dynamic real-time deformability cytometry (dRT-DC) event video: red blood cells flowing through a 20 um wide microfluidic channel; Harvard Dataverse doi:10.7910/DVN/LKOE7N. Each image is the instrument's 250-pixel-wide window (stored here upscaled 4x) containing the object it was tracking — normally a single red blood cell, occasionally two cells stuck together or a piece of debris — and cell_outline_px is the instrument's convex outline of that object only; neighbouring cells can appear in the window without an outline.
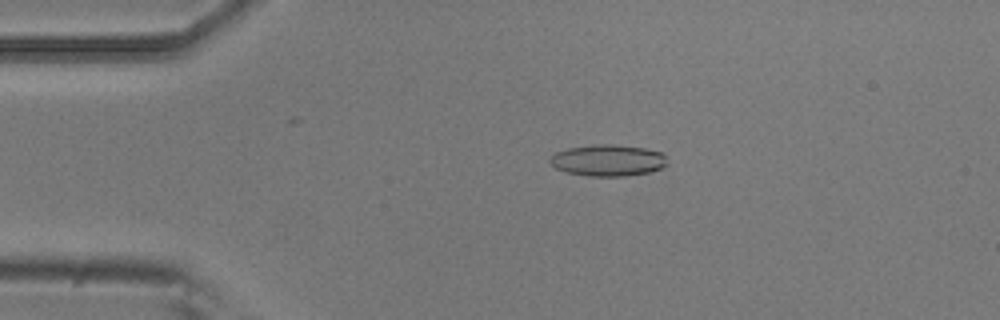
{"species": "common noctule bat (a hibernating species)", "species_latin": "Nyctalus noctula", "temperature_condition": "room temperature", "stored_images_in_passage": 4, "camera_frame_rate_fps": 3000, "um_per_image_px": 0.085, "animal": {"sex": "male", "body_mass_g": 20.5, "forearm_length_mm": 52.5}, "frame": {"image": 1, "passage_image": 3, "time_ms": 0.667, "image_size_px": [1000, 320], "cell_outline_px": [[668, 164], [664, 168], [648, 172], [624, 176], [588, 176], [568, 172], [556, 168], [548, 160], [556, 152], [568, 148], [600, 144], [612, 144], [644, 148], [664, 152]], "centroid_in_image_um": [51.73, 13.63], "position_along_channel_um": 33.3, "area_um2": 21.5}}